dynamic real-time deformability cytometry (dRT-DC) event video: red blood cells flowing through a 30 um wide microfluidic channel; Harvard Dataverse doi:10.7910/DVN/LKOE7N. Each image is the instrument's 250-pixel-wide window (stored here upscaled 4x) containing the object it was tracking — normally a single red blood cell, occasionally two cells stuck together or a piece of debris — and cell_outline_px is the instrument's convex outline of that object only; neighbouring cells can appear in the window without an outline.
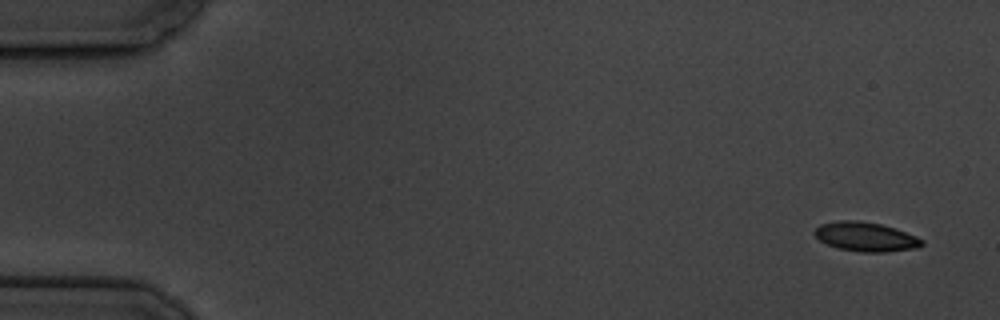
{"species": "common noctule bat (a hibernating species)", "species_latin": "Nyctalus noctula", "temperature_condition": "cold", "stored_images_in_passage": 5, "camera_frame_rate_fps": 3000, "um_per_image_px": 0.085, "animal": {"sex": "male", "body_mass_g": 19.5, "forearm_length_mm": 54.6}, "frame": {"image": 1, "passage_image": 1, "time_ms": 0.0, "image_size_px": [1000, 320], "cell_outline_px": [[924, 244], [920, 248], [884, 252], [860, 252], [840, 248], [828, 244], [820, 240], [812, 232], [820, 224], [836, 220], [860, 220], [880, 224], [896, 228], [916, 236], [924, 240]], "centroid_in_image_um": [73.61, 20.11], "position_along_channel_um": 11.4, "area_um2": 18.44}}
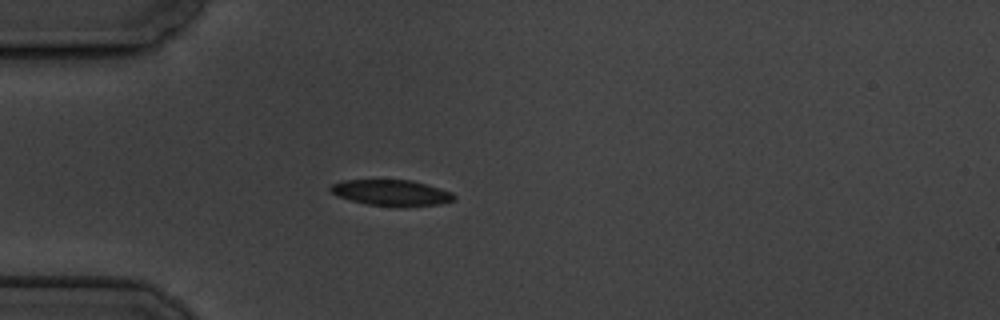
{"frame": {"image": 2, "passage_image": 5, "time_ms": 4.667, "image_size_px": [1000, 320], "cell_outline_px": [[456, 200], [440, 204], [400, 208], [396, 208], [368, 204], [336, 196], [328, 188], [332, 184], [340, 180], [412, 180], [428, 184], [452, 192], [456, 196]], "centroid_in_image_um": [33.31, 16.4], "position_along_channel_um": 51.7, "area_um2": 19.13}}